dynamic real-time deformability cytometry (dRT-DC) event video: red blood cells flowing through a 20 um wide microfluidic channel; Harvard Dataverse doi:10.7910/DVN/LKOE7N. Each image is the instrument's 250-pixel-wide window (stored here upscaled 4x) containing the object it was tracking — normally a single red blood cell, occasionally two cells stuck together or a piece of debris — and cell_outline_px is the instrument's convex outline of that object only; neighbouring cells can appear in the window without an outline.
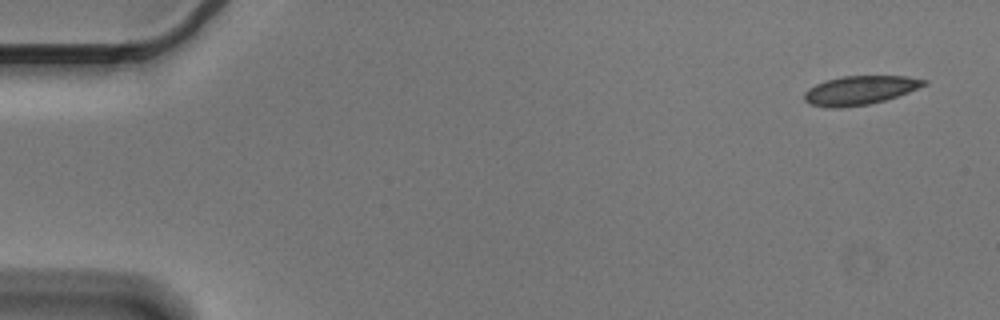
{"species": "Egyptian fruit bat (a non-hibernating species)", "species_latin": "Rousettus aegyptiacus", "temperature_condition": "cold", "stored_images_in_passage": 6, "camera_frame_rate_fps": 3000, "um_per_image_px": 0.085, "animal": {"sex": "male"}, "frame": {"image": 1, "passage_image": 1, "time_ms": 0.0, "image_size_px": [1000, 320], "cell_outline_px": [[928, 84], [908, 92], [884, 100], [868, 104], [840, 108], [828, 108], [808, 104], [804, 100], [804, 92], [808, 88], [824, 80], [844, 76], [908, 76], [928, 80]], "centroid_in_image_um": [73.06, 7.67], "position_along_channel_um": 11.9, "area_um2": 20.23}}
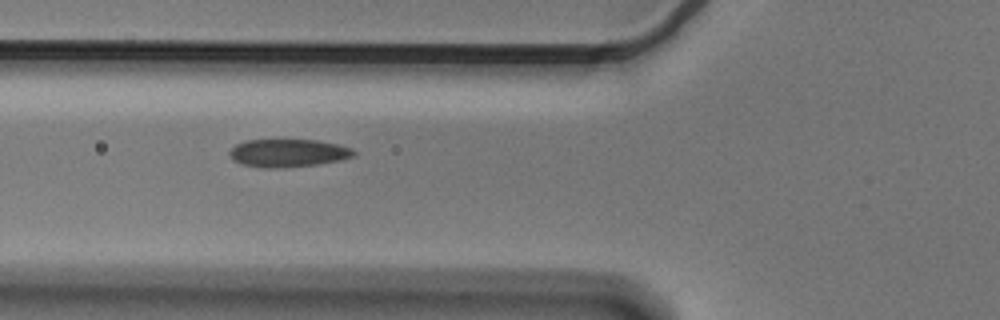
{"frame": {"image": 2, "passage_image": 6, "time_ms": 1.667, "image_size_px": [1000, 320], "cell_outline_px": [[356, 156], [340, 160], [316, 164], [284, 168], [264, 168], [240, 164], [232, 160], [228, 156], [228, 152], [236, 144], [244, 140], [316, 140], [340, 144], [352, 148], [356, 152]], "centroid_in_image_um": [24.47, 13.01], "position_along_channel_um": 101.3, "area_um2": 20.52}}